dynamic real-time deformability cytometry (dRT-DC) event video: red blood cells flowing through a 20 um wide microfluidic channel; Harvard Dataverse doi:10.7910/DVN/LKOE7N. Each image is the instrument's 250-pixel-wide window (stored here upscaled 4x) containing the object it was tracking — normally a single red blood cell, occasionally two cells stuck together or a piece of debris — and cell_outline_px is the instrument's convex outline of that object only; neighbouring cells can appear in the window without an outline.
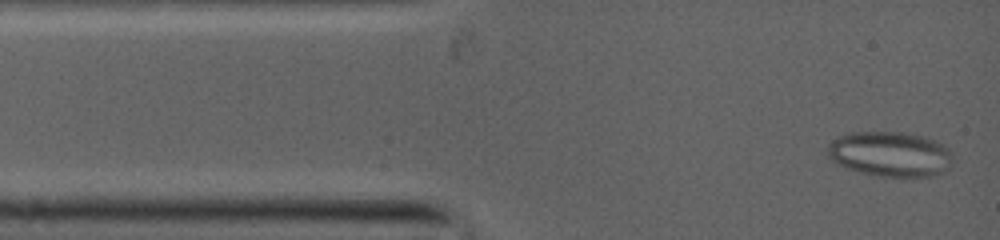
{"species": "common noctule bat (a hibernating species)", "species_latin": "Nyctalus noctula", "temperature_condition": "warm", "stored_images_in_passage": 23, "camera_frame_rate_fps": 5000, "um_per_image_px": 0.085, "animal": {"sex": "female", "body_mass_g": 19.0, "forearm_length_mm": 53.3}, "frame": {"image": 1, "passage_image": 1, "time_ms": 0.0, "image_size_px": [1000, 240], "cell_outline_px": [[948, 152], [940, 172], [928, 176], [888, 176], [860, 172], [848, 168], [840, 164], [828, 152], [828, 148], [836, 140], [844, 136], [856, 132], [900, 132], [920, 136], [932, 140], [940, 144]], "centroid_in_image_um": [75.58, 13.08], "position_along_channel_um": 9.4, "area_um2": 30.58}}
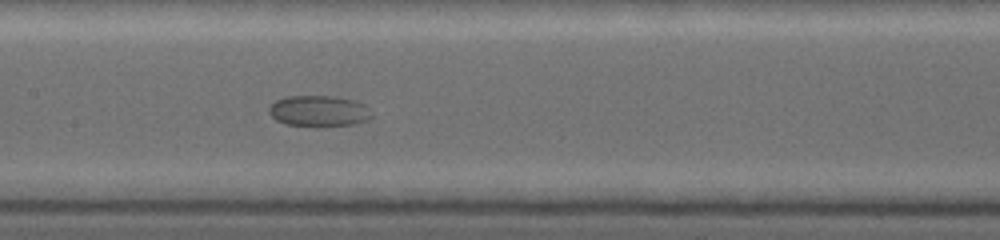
{"frame": {"image": 2, "passage_image": 12, "time_ms": 5.6, "image_size_px": [1000, 240], "cell_outline_px": [[372, 116], [364, 120], [352, 124], [284, 124], [276, 120], [268, 112], [268, 108], [276, 100], [288, 96], [324, 96], [348, 100], [360, 104]], "centroid_in_image_um": [26.96, 9.41], "position_along_channel_um": 180.4, "area_um2": 17.22}}
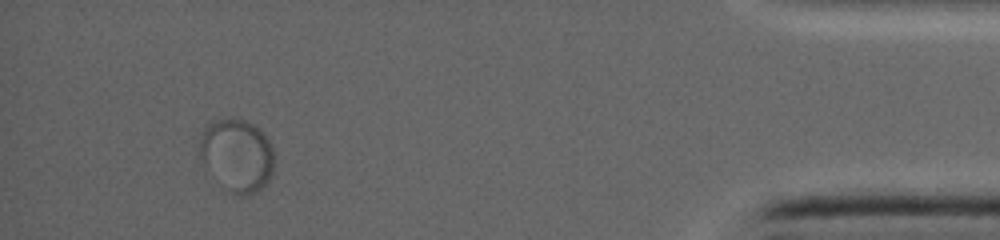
{"frame": {"image": 3, "passage_image": 21, "time_ms": 13.4, "image_size_px": [1000, 240], "cell_outline_px": [[272, 172], [268, 180], [256, 192], [244, 196], [240, 196], [232, 192], [228, 188], [200, 152], [200, 140], [208, 124], [220, 120], [240, 120], [252, 124], [264, 136], [272, 148]], "centroid_in_image_um": [20.21, 13.18], "position_along_channel_um": 415.0, "area_um2": 29.19}}